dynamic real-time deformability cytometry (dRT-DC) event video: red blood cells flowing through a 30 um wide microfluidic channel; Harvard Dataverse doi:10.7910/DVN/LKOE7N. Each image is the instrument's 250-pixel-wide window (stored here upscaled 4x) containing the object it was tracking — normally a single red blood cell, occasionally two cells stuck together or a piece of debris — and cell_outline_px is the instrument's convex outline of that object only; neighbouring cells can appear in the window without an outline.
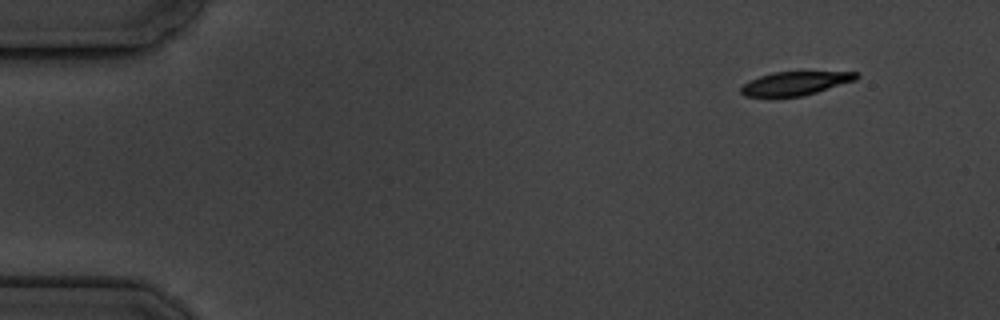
{"species": "common noctule bat (a hibernating species)", "species_latin": "Nyctalus noctula", "temperature_condition": "cold", "stored_images_in_passage": 4, "camera_frame_rate_fps": 3000, "um_per_image_px": 0.085, "animal": {"sex": "male", "body_mass_g": 19.5, "forearm_length_mm": 54.6}, "frame": {"image": 1, "passage_image": 1, "time_ms": 0.0, "image_size_px": [1000, 320], "cell_outline_px": [[860, 76], [856, 80], [804, 96], [744, 96], [740, 92], [740, 88], [744, 84], [760, 76], [772, 72], [860, 72]], "centroid_in_image_um": [67.63, 7.08], "position_along_channel_um": 17.4, "area_um2": 15.72}}
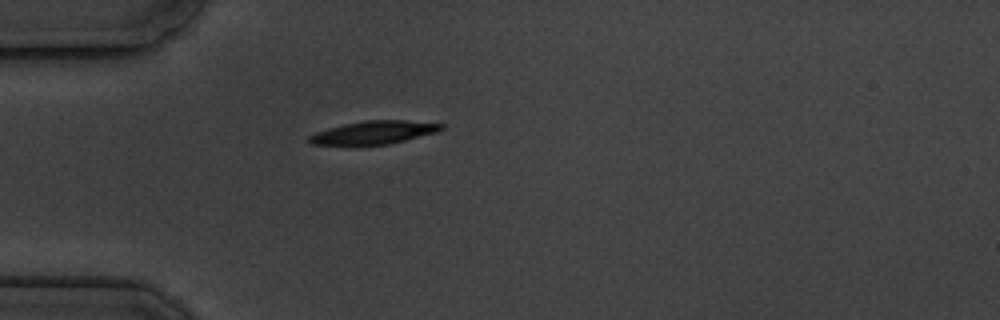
{"frame": {"image": 2, "passage_image": 4, "time_ms": 3.667, "image_size_px": [1000, 320], "cell_outline_px": [[444, 128], [436, 132], [388, 144], [312, 144], [308, 140], [308, 136], [316, 132], [328, 128], [344, 124], [364, 120], [408, 120], [444, 124]], "centroid_in_image_um": [31.79, 11.24], "position_along_channel_um": 53.2, "area_um2": 17.46}}